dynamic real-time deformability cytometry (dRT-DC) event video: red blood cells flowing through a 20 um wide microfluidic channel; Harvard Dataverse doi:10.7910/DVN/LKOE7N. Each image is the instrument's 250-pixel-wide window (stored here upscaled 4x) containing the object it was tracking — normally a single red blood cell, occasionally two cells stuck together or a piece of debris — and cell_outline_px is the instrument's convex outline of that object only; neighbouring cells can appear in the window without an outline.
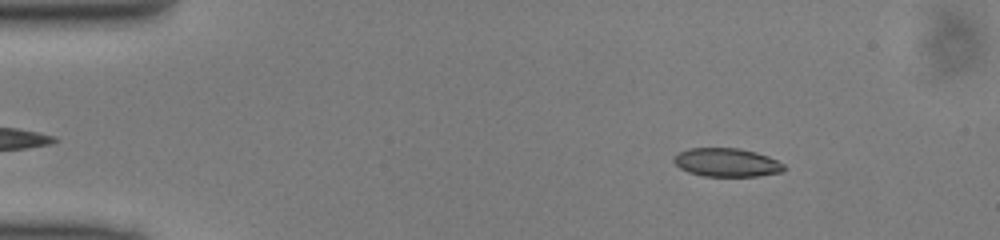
{"species": "common noctule bat (a hibernating species)", "species_latin": "Nyctalus noctula", "temperature_condition": "cold", "stored_images_in_passage": 46, "camera_frame_rate_fps": 3000, "um_per_image_px": 0.085, "animal": {"sex": "male", "body_mass_g": 13.0, "forearm_length_mm": 53.1}, "frame": {"image": 1, "passage_image": 4, "time_ms": 1.0, "image_size_px": [1000, 240], "cell_outline_px": [[788, 168], [784, 172], [756, 176], [704, 176], [688, 172], [680, 168], [672, 160], [680, 152], [688, 148], [740, 148], [756, 152], [768, 156], [784, 164]], "centroid_in_image_um": [61.82, 13.81], "position_along_channel_um": 23.2, "area_um2": 18.38}}
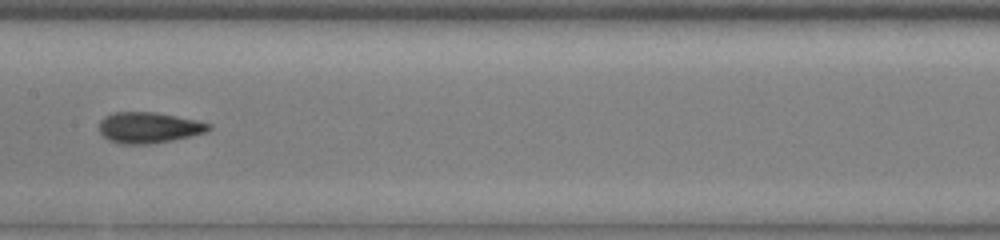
{"frame": {"image": 2, "passage_image": 22, "time_ms": 7.0, "image_size_px": [1000, 240], "cell_outline_px": [[212, 128], [208, 132], [192, 136], [172, 140], [148, 144], [120, 144], [108, 140], [100, 132], [100, 120], [104, 116], [112, 112], [152, 112], [200, 120], [212, 124]], "centroid_in_image_um": [12.68, 10.84], "position_along_channel_um": 194.7, "area_um2": 19.94}}
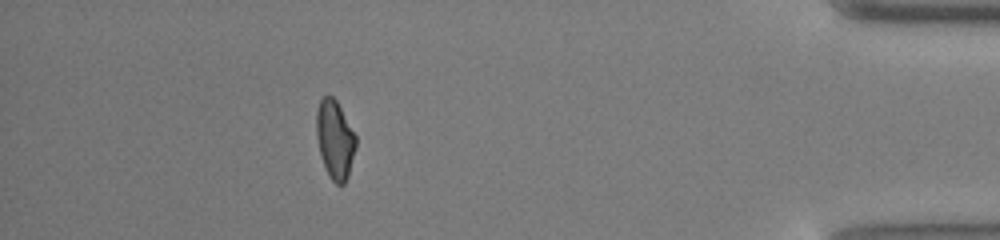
{"frame": {"image": 3, "passage_image": 41, "time_ms": 13.333, "image_size_px": [1000, 240], "cell_outline_px": [[356, 148], [348, 176], [344, 184], [336, 184], [328, 176], [320, 156], [316, 136], [316, 112], [320, 100], [324, 96], [332, 96], [336, 100], [356, 136]], "centroid_in_image_um": [28.45, 11.88], "position_along_channel_um": 406.7, "area_um2": 18.09}}